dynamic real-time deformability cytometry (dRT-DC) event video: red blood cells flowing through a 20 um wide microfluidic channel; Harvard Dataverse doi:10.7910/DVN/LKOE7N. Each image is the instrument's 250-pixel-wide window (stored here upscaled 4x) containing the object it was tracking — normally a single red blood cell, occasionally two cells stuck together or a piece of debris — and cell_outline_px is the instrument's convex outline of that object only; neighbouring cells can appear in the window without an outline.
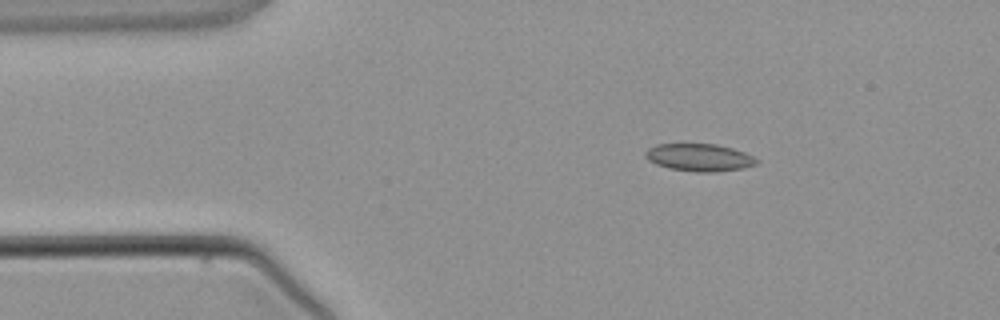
{"species": "common noctule bat (a hibernating species)", "species_latin": "Nyctalus noctula", "temperature_condition": "warm", "stored_images_in_passage": 2, "camera_frame_rate_fps": 3000, "um_per_image_px": 0.085, "animal": {"sex": "male", "body_mass_g": 21.5, "forearm_length_mm": 52.0}, "frame": {"image": 1, "passage_image": 1, "time_ms": 0.0, "image_size_px": [1000, 320], "cell_outline_px": [[760, 160], [756, 164], [744, 168], [716, 172], [696, 172], [668, 168], [656, 164], [648, 160], [644, 156], [644, 152], [648, 148], [656, 144], [716, 144], [732, 148], [744, 152]], "centroid_in_image_um": [59.43, 13.39], "position_along_channel_um": 25.6, "area_um2": 17.92}}